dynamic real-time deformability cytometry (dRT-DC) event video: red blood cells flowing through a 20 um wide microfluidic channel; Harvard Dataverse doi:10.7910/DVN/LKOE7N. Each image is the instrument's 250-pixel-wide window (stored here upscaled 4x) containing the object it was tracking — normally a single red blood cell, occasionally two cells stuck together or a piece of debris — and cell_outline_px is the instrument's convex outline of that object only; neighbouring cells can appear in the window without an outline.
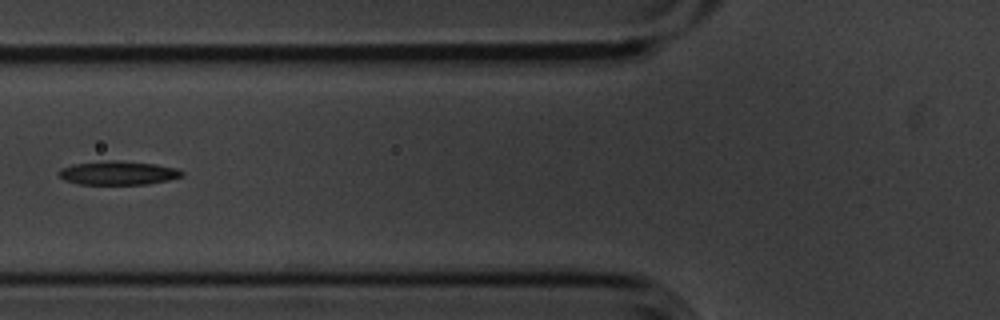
{"species": "common noctule bat (a hibernating species)", "species_latin": "Nyctalus noctula", "temperature_condition": "cold", "stored_images_in_passage": 9, "camera_frame_rate_fps": 3000, "um_per_image_px": 0.085, "animal": {"sex": "male", "body_mass_g": 20.1, "forearm_length_mm": 53.5}, "frame": {"image": 1, "passage_image": 6, "time_ms": 1.667, "image_size_px": [1000, 320], "cell_outline_px": [[184, 176], [168, 180], [148, 184], [80, 184], [64, 180], [56, 172], [60, 168], [72, 164], [108, 160], [120, 160], [156, 164], [176, 168], [184, 172]], "centroid_in_image_um": [10.03, 14.69], "position_along_channel_um": 115.8, "area_um2": 17.22}}
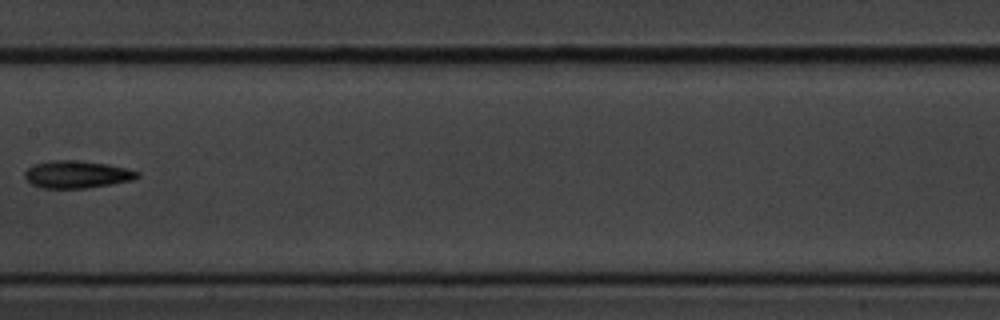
{"frame": {"image": 2, "passage_image": 8, "time_ms": 2.333, "image_size_px": [1000, 320], "cell_outline_px": [[140, 176], [132, 180], [84, 188], [44, 188], [32, 184], [24, 176], [24, 172], [32, 164], [52, 160], [80, 160], [108, 164], [128, 168], [140, 172]], "centroid_in_image_um": [6.54, 14.8], "position_along_channel_um": 200.9, "area_um2": 17.98}}
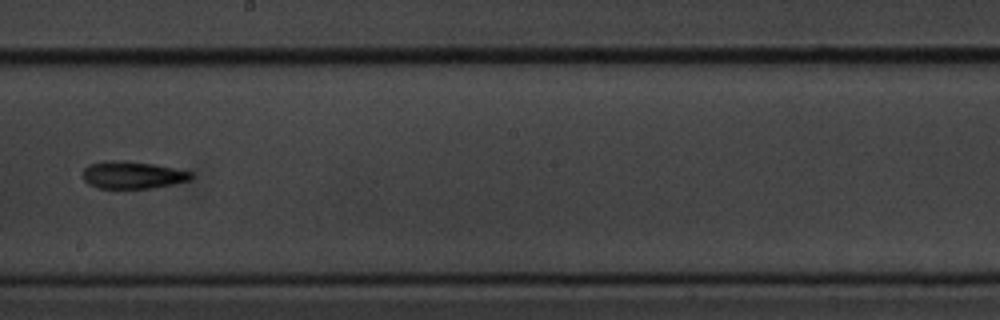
{"frame": {"image": 3, "passage_image": 9, "time_ms": 2.667, "image_size_px": [1000, 320], "cell_outline_px": [[192, 176], [188, 180], [172, 184], [152, 188], [100, 188], [88, 184], [84, 180], [84, 168], [88, 164], [112, 160], [152, 164], [192, 172]], "centroid_in_image_um": [11.23, 14.88], "position_along_channel_um": 237.0, "area_um2": 16.82}}